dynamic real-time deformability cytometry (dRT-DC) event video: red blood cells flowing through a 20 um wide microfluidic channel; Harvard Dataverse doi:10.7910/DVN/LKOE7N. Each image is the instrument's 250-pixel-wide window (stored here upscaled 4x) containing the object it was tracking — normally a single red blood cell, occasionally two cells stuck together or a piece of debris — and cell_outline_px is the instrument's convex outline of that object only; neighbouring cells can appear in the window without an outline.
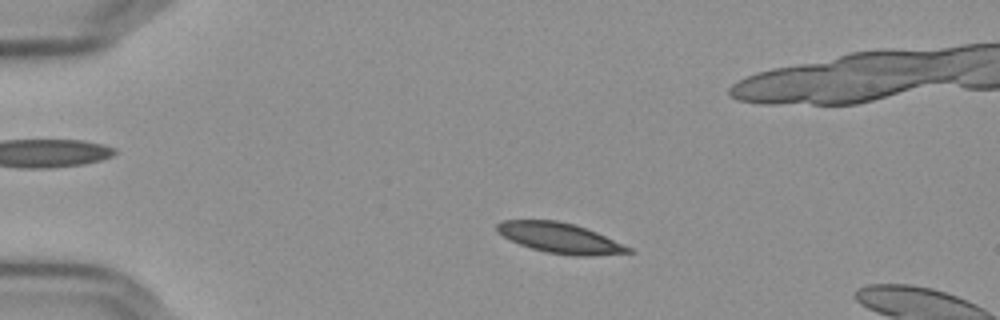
{"species": "Egyptian fruit bat (a non-hibernating species)", "species_latin": "Rousettus aegyptiacus", "temperature_condition": "cold", "stored_images_in_passage": 54, "camera_frame_rate_fps": 3000, "um_per_image_px": 0.085, "frame": {"image": 1, "passage_image": 9, "time_ms": 2.667, "image_size_px": [1000, 320], "cell_outline_px": [[632, 252], [588, 256], [572, 256], [544, 252], [520, 244], [504, 236], [496, 228], [496, 224], [504, 220], [556, 220], [572, 224], [596, 232], [632, 248]], "centroid_in_image_um": [47.6, 20.23], "position_along_channel_um": 37.4, "area_um2": 22.77}}
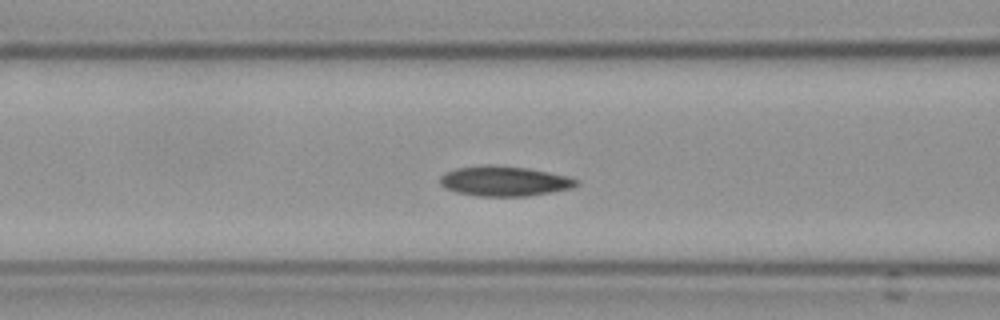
{"frame": {"image": 2, "passage_image": 20, "time_ms": 6.333, "image_size_px": [1000, 320], "cell_outline_px": [[580, 184], [572, 188], [528, 196], [476, 196], [456, 192], [440, 184], [440, 176], [444, 172], [456, 168], [484, 164], [492, 164], [528, 168], [568, 176], [580, 180]], "centroid_in_image_um": [42.88, 15.38], "position_along_channel_um": 123.7, "area_um2": 24.04}}
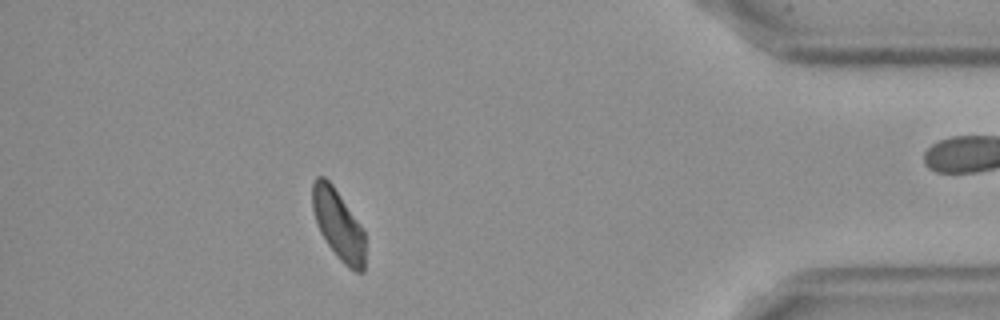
{"frame": {"image": 3, "passage_image": 47, "time_ms": 15.333, "image_size_px": [1000, 320], "cell_outline_px": [[364, 272], [356, 272], [348, 268], [340, 260], [328, 244], [320, 232], [312, 208], [312, 184], [316, 176], [324, 176], [332, 184], [364, 228]], "centroid_in_image_um": [28.76, 19.08], "position_along_channel_um": 406.4, "area_um2": 21.5}}